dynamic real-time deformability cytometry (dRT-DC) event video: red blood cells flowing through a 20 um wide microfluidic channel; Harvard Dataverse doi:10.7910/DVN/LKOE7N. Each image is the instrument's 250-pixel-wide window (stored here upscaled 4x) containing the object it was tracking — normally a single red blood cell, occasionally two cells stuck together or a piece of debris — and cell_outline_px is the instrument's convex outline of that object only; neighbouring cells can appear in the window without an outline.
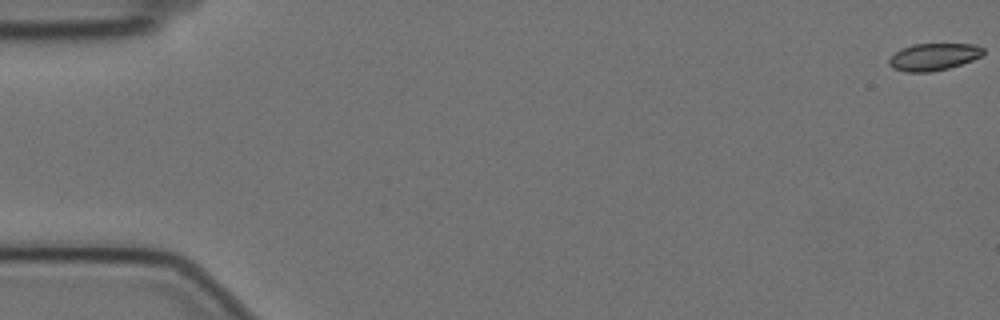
{"species": "Egyptian fruit bat (a non-hibernating species)", "species_latin": "Rousettus aegyptiacus", "temperature_condition": "cold", "stored_images_in_passage": 17, "camera_frame_rate_fps": 3000, "um_per_image_px": 0.085, "animal": {"sex": "female"}, "frame": {"image": 1, "passage_image": 1, "time_ms": 0.0, "image_size_px": [1000, 320], "cell_outline_px": [[984, 52], [980, 56], [972, 60], [948, 68], [932, 72], [908, 72], [892, 68], [888, 64], [888, 60], [900, 48], [912, 44], [976, 44], [984, 48]], "centroid_in_image_um": [79.34, 4.83], "position_along_channel_um": 5.7, "area_um2": 14.91}}
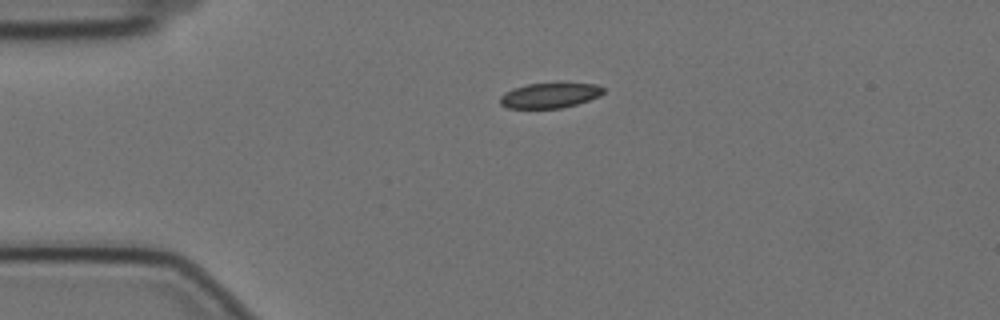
{"frame": {"image": 2, "passage_image": 14, "time_ms": 4.333, "image_size_px": [1000, 320], "cell_outline_px": [[604, 92], [600, 96], [576, 104], [560, 108], [508, 108], [500, 104], [500, 96], [504, 92], [512, 88], [528, 84], [596, 84], [604, 88]], "centroid_in_image_um": [46.7, 8.12], "position_along_channel_um": 38.3, "area_um2": 14.91}}